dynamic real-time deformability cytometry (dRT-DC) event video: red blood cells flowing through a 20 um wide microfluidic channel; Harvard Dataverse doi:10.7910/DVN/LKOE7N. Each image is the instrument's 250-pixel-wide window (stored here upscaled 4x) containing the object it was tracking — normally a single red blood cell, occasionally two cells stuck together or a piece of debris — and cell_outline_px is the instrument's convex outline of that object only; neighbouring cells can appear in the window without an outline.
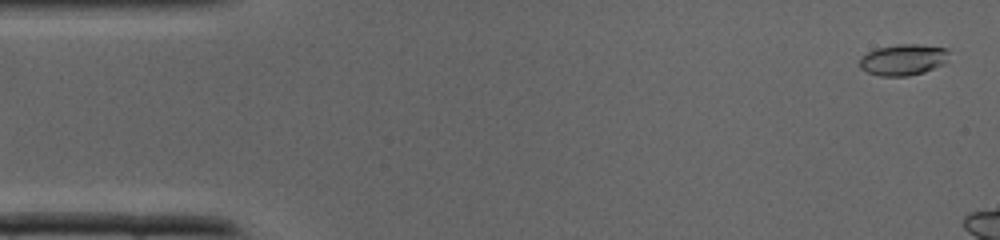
{"species": "common noctule bat (a hibernating species)", "species_latin": "Nyctalus noctula", "temperature_condition": "cold", "stored_images_in_passage": 6, "camera_frame_rate_fps": 3000, "um_per_image_px": 0.085, "animal": {"sex": "male", "body_mass_g": 19.0, "forearm_length_mm": 50.8}, "frame": {"image": 1, "passage_image": 2, "time_ms": 0.333, "image_size_px": [1000, 240], "cell_outline_px": [[948, 60], [944, 64], [924, 72], [908, 76], [880, 76], [868, 72], [860, 68], [860, 56], [876, 48], [900, 44], [916, 44], [948, 48]], "centroid_in_image_um": [76.78, 5.07], "position_along_channel_um": 8.2, "area_um2": 16.3}}